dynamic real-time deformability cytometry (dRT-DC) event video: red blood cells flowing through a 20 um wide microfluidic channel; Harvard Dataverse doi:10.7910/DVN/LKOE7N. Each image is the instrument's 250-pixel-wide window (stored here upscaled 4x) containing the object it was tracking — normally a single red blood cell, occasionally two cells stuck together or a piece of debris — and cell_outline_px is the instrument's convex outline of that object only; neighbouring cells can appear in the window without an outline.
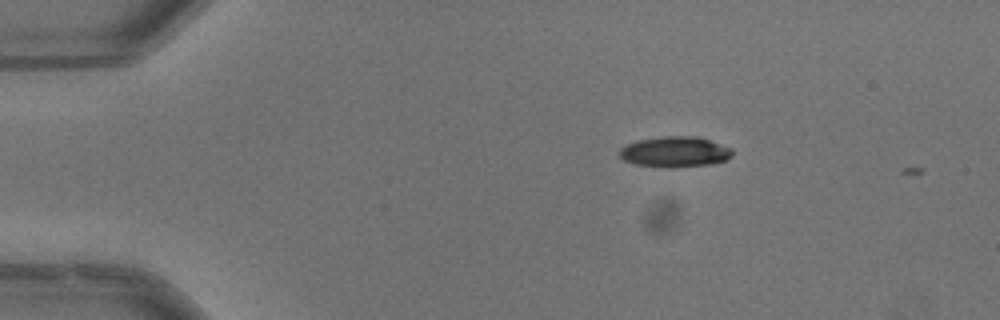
{"species": "common noctule bat (a hibernating species)", "species_latin": "Nyctalus noctula", "temperature_condition": "warm", "stored_images_in_passage": 6, "camera_frame_rate_fps": 3000, "um_per_image_px": 0.085, "animal": {"sex": "male", "body_mass_g": 13.3}, "frame": {"image": 1, "passage_image": 2, "time_ms": 0.333, "image_size_px": [1000, 320], "cell_outline_px": [[732, 156], [728, 160], [712, 164], [676, 168], [664, 168], [632, 164], [624, 160], [616, 152], [624, 144], [636, 140], [664, 136], [696, 136], [732, 148]], "centroid_in_image_um": [57.32, 12.92], "position_along_channel_um": 27.7, "area_um2": 20.63}}